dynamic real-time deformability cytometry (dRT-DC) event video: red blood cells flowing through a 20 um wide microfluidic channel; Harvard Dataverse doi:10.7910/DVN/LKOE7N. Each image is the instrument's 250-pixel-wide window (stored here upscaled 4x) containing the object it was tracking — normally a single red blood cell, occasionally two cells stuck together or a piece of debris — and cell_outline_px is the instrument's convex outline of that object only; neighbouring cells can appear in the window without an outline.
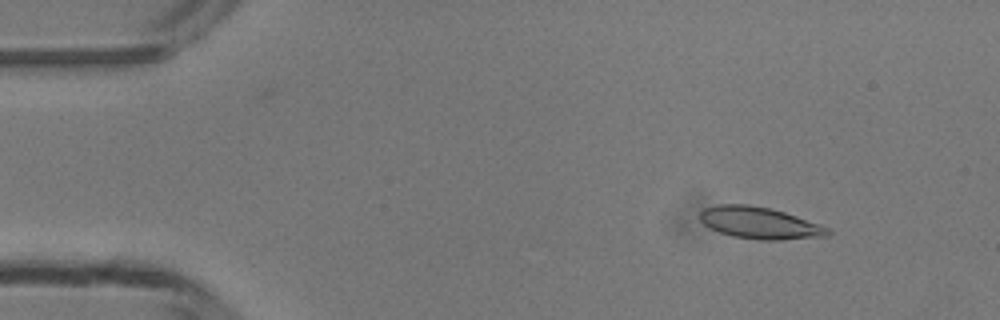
{"species": "common noctule bat (a hibernating species)", "species_latin": "Nyctalus noctula", "temperature_condition": "room temperature", "stored_images_in_passage": 50, "camera_frame_rate_fps": 3000, "um_per_image_px": 0.085, "animal": {"sex": "male", "body_mass_g": 13.3}, "frame": {"image": 1, "passage_image": 6, "time_ms": 1.667, "image_size_px": [1000, 320], "cell_outline_px": [[832, 232], [828, 236], [780, 240], [760, 240], [732, 236], [720, 232], [704, 224], [700, 220], [700, 212], [704, 208], [720, 204], [748, 204], [772, 208], [820, 224], [828, 228]], "centroid_in_image_um": [64.58, 18.95], "position_along_channel_um": 20.4, "area_um2": 23.7}}
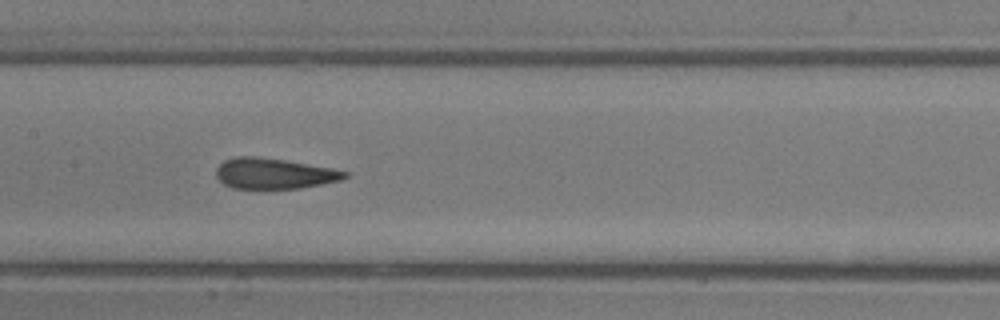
{"frame": {"image": 2, "passage_image": 24, "time_ms": 7.667, "image_size_px": [1000, 320], "cell_outline_px": [[348, 176], [340, 180], [300, 188], [232, 188], [224, 184], [216, 176], [216, 168], [224, 160], [236, 156], [256, 156], [284, 160], [328, 168], [348, 172]], "centroid_in_image_um": [23.23, 14.74], "position_along_channel_um": 184.2, "area_um2": 22.6}}
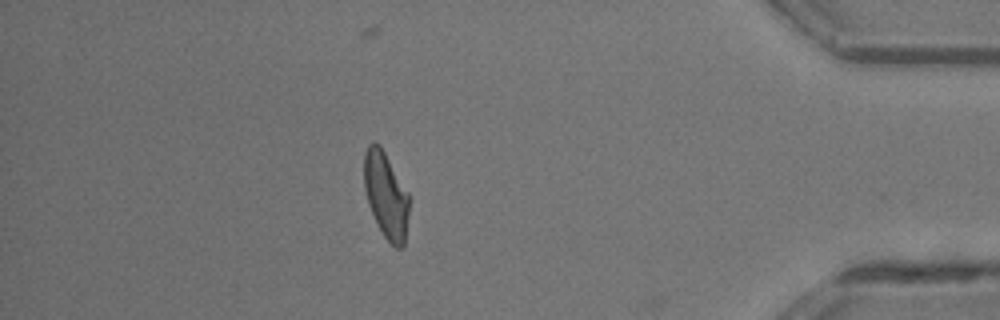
{"frame": {"image": 3, "passage_image": 43, "time_ms": 14.0, "image_size_px": [1000, 320], "cell_outline_px": [[408, 216], [404, 244], [400, 248], [396, 248], [384, 236], [368, 204], [364, 188], [364, 152], [368, 144], [372, 140], [380, 144], [408, 192]], "centroid_in_image_um": [32.79, 16.53], "position_along_channel_um": 402.4, "area_um2": 22.43}, "authors_computed_cell_mechanics": {"area_um2": 23.6402, "velocity_mm_per_s": 4.1681, "shape_relaxation_time_tau1_ms": 4.8896, "shape_relaxation_time_tau2_ms": 1.3677, "deformation_change_tau1": 0.1906, "deformation_change_tau2": 0.0935}}